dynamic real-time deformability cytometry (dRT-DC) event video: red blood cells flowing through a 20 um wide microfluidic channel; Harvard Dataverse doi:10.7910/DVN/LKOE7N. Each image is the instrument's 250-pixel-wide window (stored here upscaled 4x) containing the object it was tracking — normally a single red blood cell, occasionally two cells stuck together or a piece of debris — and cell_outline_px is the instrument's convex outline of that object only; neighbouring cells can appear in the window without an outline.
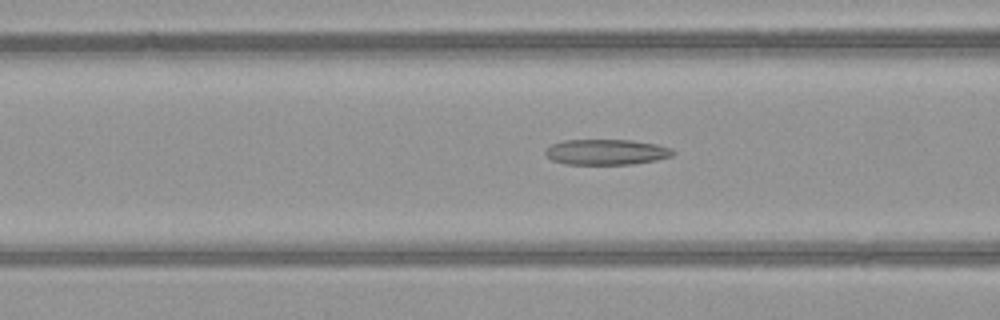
{"species": "common noctule bat (a hibernating species)", "species_latin": "Nyctalus noctula", "temperature_condition": "warm", "stored_images_in_passage": 36, "camera_frame_rate_fps": 3000, "um_per_image_px": 0.085, "animal": {"sex": "female", "body_mass_g": 21.9}, "frame": {"image": 1, "passage_image": 16, "time_ms": 5.0, "image_size_px": [1000, 320], "cell_outline_px": [[676, 152], [672, 156], [656, 160], [632, 164], [564, 164], [552, 160], [544, 152], [544, 148], [552, 144], [564, 140], [632, 140], [656, 144], [672, 148]], "centroid_in_image_um": [51.54, 12.92], "position_along_channel_um": 115.1, "area_um2": 19.07}}
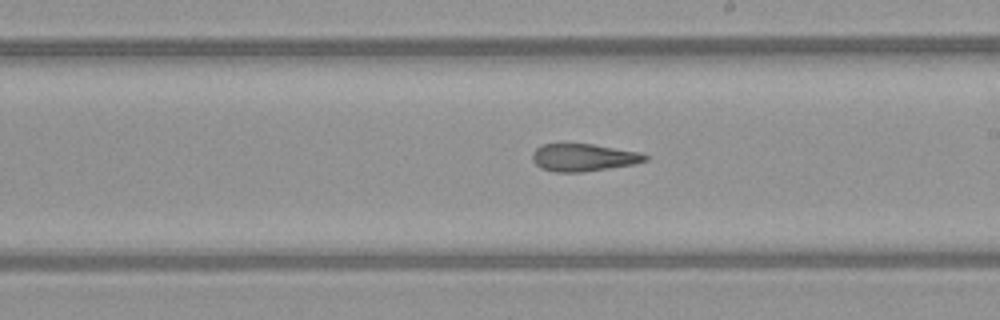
{"frame": {"image": 2, "passage_image": 25, "time_ms": 8.0, "image_size_px": [1000, 320], "cell_outline_px": [[648, 160], [632, 164], [608, 168], [580, 172], [556, 172], [540, 168], [532, 160], [532, 152], [536, 148], [544, 144], [592, 144], [640, 152], [648, 156]], "centroid_in_image_um": [49.57, 13.38], "position_along_channel_um": 239.4, "area_um2": 17.92}}
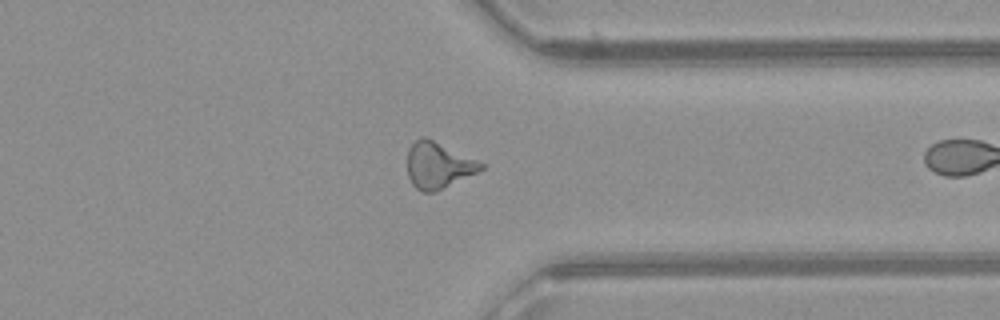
{"frame": {"image": 3, "passage_image": 35, "time_ms": 11.333, "image_size_px": [1000, 320], "cell_outline_px": [[484, 168], [436, 192], [420, 192], [412, 184], [408, 176], [408, 148], [420, 136], [424, 136], [476, 160], [484, 164]], "centroid_in_image_um": [37.2, 14.06], "position_along_channel_um": 374.2, "area_um2": 19.48}}